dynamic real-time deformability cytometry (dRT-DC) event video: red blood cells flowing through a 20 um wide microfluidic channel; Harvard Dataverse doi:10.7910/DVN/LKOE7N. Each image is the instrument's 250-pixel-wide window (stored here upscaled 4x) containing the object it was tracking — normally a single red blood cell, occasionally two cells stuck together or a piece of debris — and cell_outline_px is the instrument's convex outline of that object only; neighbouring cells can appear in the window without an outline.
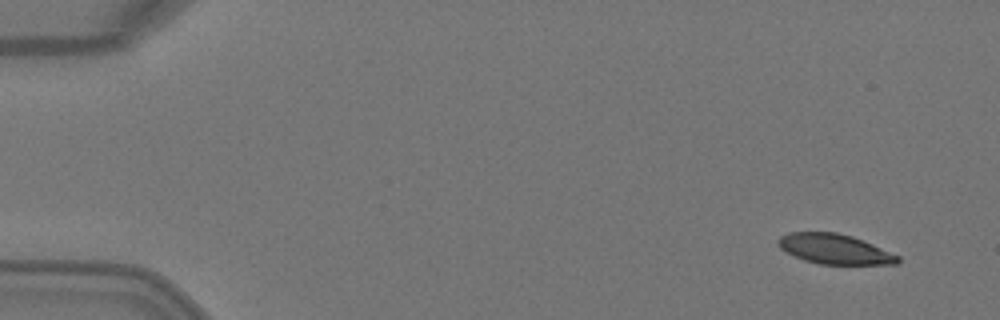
{"species": "Egyptian fruit bat (a non-hibernating species)", "species_latin": "Rousettus aegyptiacus", "temperature_condition": "warm", "stored_images_in_passage": 4, "camera_frame_rate_fps": 3000, "um_per_image_px": 0.085, "animal": {"sex": "female"}, "frame": {"image": 1, "passage_image": 1, "time_ms": 0.0, "image_size_px": [1000, 320], "cell_outline_px": [[900, 260], [896, 264], [820, 264], [804, 260], [780, 248], [776, 240], [780, 236], [788, 232], [836, 232], [852, 236], [872, 244], [900, 256]], "centroid_in_image_um": [70.93, 21.16], "position_along_channel_um": 14.1, "area_um2": 20.75}}